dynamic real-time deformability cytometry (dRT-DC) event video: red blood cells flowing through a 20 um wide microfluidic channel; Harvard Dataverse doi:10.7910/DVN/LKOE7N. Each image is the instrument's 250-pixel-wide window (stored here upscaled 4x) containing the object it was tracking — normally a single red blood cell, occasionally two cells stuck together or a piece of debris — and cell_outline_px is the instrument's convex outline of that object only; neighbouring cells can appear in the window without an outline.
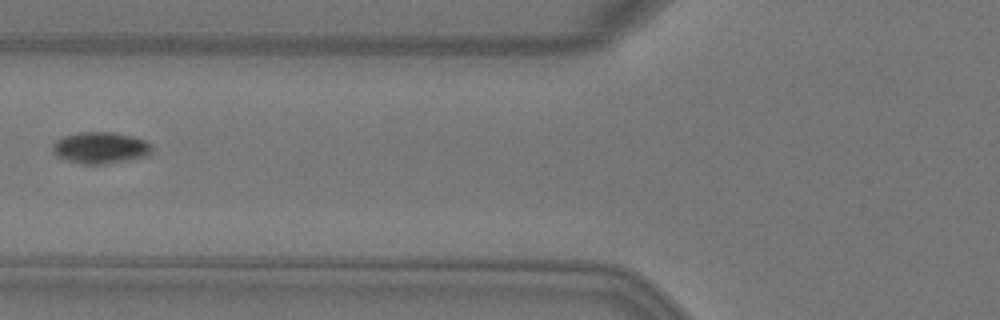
{"species": "Egyptian fruit bat (a non-hibernating species)", "species_latin": "Rousettus aegyptiacus", "temperature_condition": "warm", "stored_images_in_passage": 2, "camera_frame_rate_fps": 3000, "um_per_image_px": 0.085, "animal": {"sex": "female"}, "frame": {"image": 1, "passage_image": 2, "time_ms": 0.333, "image_size_px": [1000, 320], "cell_outline_px": [[152, 148], [144, 156], [128, 160], [104, 164], [84, 164], [68, 160], [56, 156], [52, 152], [52, 144], [56, 140], [64, 136], [80, 132], [116, 132], [132, 136], [144, 140], [152, 144]], "centroid_in_image_um": [8.5, 12.55], "position_along_channel_um": 117.3, "area_um2": 18.15}}